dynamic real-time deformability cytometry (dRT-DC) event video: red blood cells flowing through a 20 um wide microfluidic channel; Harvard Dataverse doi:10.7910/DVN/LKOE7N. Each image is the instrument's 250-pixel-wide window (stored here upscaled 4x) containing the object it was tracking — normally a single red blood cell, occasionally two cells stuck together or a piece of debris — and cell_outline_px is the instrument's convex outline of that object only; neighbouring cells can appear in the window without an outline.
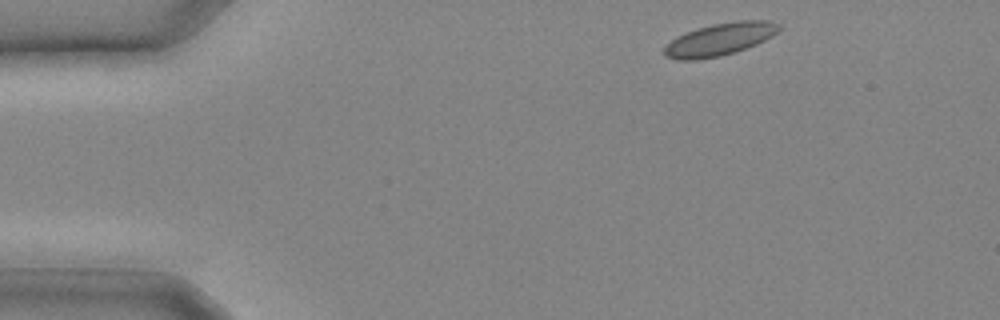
{"species": "common noctule bat (a hibernating species)", "species_latin": "Nyctalus noctula", "temperature_condition": "cold", "stored_images_in_passage": 22, "camera_frame_rate_fps": 3000, "um_per_image_px": 0.085, "animal": {"sex": "male", "body_mass_g": 20.4}, "frame": {"image": 1, "passage_image": 1, "time_ms": 0.0, "image_size_px": [1000, 320], "cell_outline_px": [[780, 28], [772, 36], [756, 44], [736, 52], [720, 56], [696, 60], [676, 60], [664, 56], [664, 48], [676, 36], [712, 24], [740, 20], [772, 20], [780, 24]], "centroid_in_image_um": [61.19, 3.35], "position_along_channel_um": 23.8, "area_um2": 21.62}}
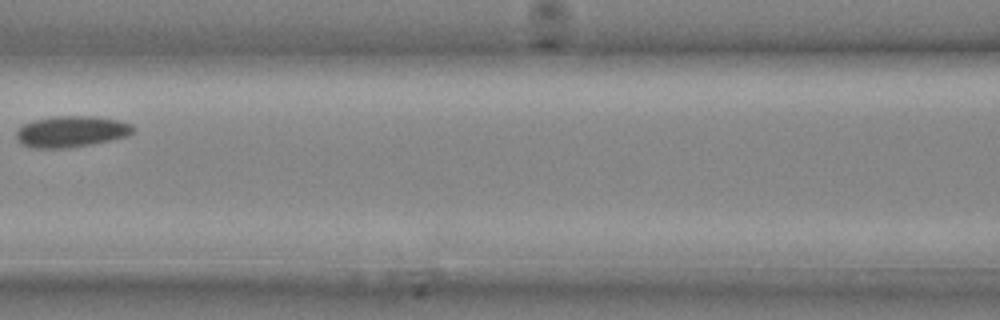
{"frame": {"image": 2, "passage_image": 10, "time_ms": 3.0, "image_size_px": [1000, 320], "cell_outline_px": [[136, 128], [128, 136], [112, 140], [72, 148], [32, 148], [20, 144], [16, 136], [16, 132], [24, 124], [32, 120], [52, 116], [96, 116], [116, 120], [132, 124]], "centroid_in_image_um": [6.06, 11.19], "position_along_channel_um": 160.5, "area_um2": 21.5}}
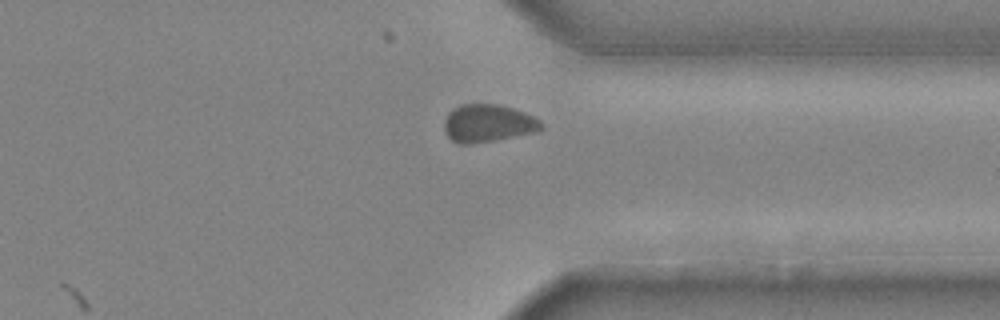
{"frame": {"image": 3, "passage_image": 19, "time_ms": 6.0, "image_size_px": [1000, 320], "cell_outline_px": [[544, 128], [532, 132], [496, 140], [472, 144], [460, 144], [452, 140], [448, 136], [444, 128], [444, 120], [448, 112], [452, 108], [460, 104], [500, 104], [524, 112], [540, 120], [544, 124]], "centroid_in_image_um": [41.45, 10.47], "position_along_channel_um": 370.0, "area_um2": 21.39}}